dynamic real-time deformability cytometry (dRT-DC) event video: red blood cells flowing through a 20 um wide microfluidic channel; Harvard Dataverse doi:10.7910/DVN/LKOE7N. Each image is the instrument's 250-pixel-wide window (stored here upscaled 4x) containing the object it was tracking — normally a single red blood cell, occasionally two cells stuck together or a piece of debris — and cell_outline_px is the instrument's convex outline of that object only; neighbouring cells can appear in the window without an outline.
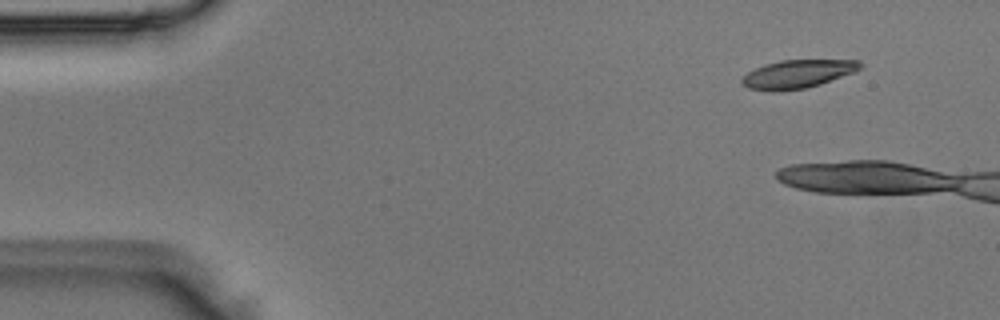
{"species": "Egyptian fruit bat (a non-hibernating species)", "species_latin": "Rousettus aegyptiacus", "temperature_condition": "room temperature", "stored_images_in_passage": 6, "camera_frame_rate_fps": 3000, "um_per_image_px": 0.085, "animal": {"sex": "male"}, "frame": {"image": 1, "passage_image": 2, "time_ms": 0.333, "image_size_px": [1000, 320], "cell_outline_px": [[864, 64], [856, 72], [820, 84], [804, 88], [772, 92], [768, 92], [748, 88], [740, 84], [740, 80], [748, 72], [764, 64], [780, 60], [860, 60]], "centroid_in_image_um": [67.79, 6.29], "position_along_channel_um": 17.2, "area_um2": 19.71}}